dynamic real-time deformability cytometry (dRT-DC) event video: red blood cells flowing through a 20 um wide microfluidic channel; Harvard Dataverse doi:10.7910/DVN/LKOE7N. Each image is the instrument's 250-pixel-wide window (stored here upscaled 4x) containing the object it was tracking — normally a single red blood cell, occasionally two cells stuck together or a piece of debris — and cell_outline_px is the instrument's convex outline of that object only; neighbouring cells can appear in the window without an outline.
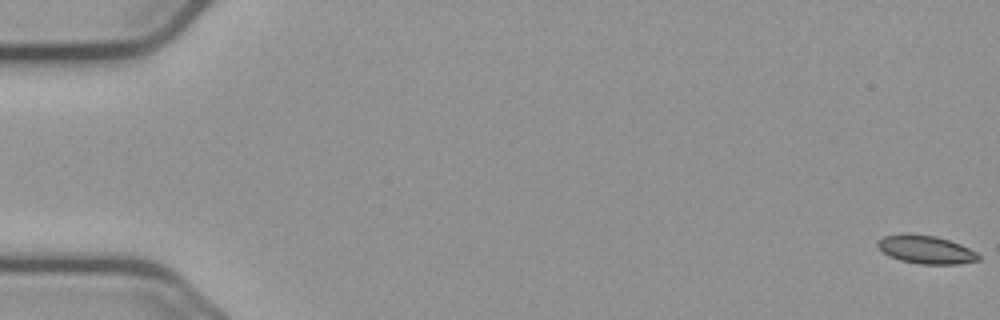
{"species": "common noctule bat (a hibernating species)", "species_latin": "Nyctalus noctula", "temperature_condition": "cold", "stored_images_in_passage": 57, "camera_frame_rate_fps": 3000, "um_per_image_px": 0.085, "animal": {"sex": "male", "body_mass_g": 23.1, "forearm_length_mm": 52.7}, "frame": {"image": 1, "passage_image": 1, "time_ms": 0.0, "image_size_px": [1000, 320], "cell_outline_px": [[980, 260], [960, 264], [920, 264], [900, 260], [888, 256], [876, 244], [876, 240], [884, 236], [900, 232], [908, 232], [936, 236], [960, 244], [976, 252], [980, 256]], "centroid_in_image_um": [78.66, 21.19], "position_along_channel_um": 6.3, "area_um2": 16.88}}
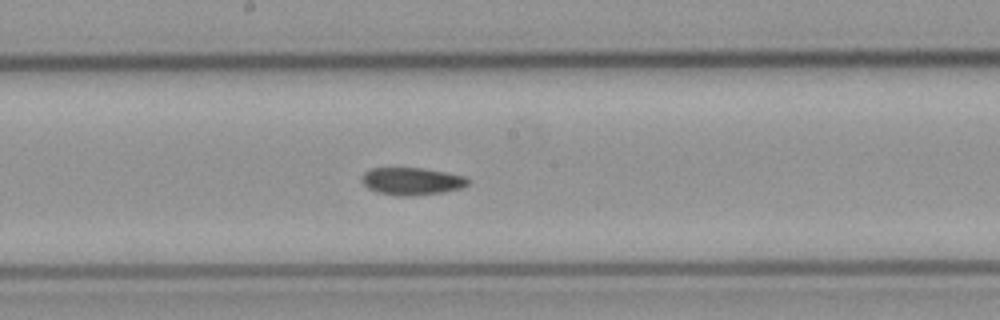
{"frame": {"image": 2, "passage_image": 31, "time_ms": 10.0, "image_size_px": [1000, 320], "cell_outline_px": [[472, 184], [464, 188], [444, 192], [408, 196], [396, 196], [376, 192], [368, 188], [360, 180], [364, 172], [372, 168], [420, 168], [444, 172], [464, 176], [472, 180]], "centroid_in_image_um": [35.05, 15.41], "position_along_channel_um": 213.2, "area_um2": 17.22}}
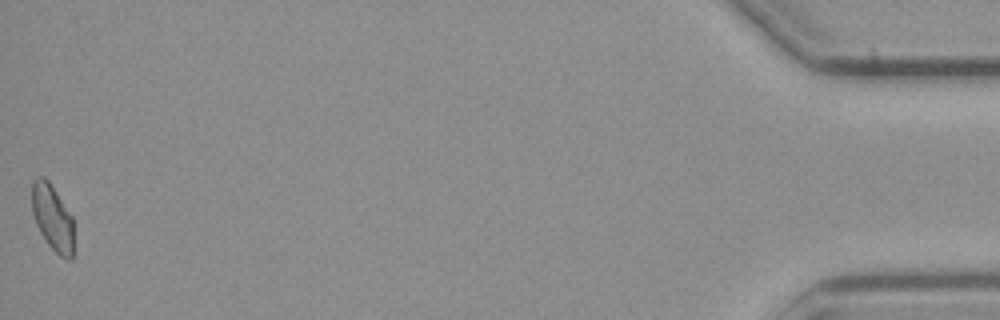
{"frame": {"image": 3, "passage_image": 57, "time_ms": 18.667, "image_size_px": [1000, 320], "cell_outline_px": [[72, 260], [68, 260], [60, 256], [48, 244], [40, 232], [36, 224], [32, 212], [32, 180], [36, 176], [44, 176], [48, 180], [72, 216]], "centroid_in_image_um": [4.43, 18.47], "position_along_channel_um": 430.8, "area_um2": 15.95}, "authors_computed_cell_mechanics": {"area_um2": 16.9354, "velocity_mm_per_s": 3.6799, "shape_relaxation_time_tau1_ms": null, "shape_relaxation_time_tau2_ms": 3.854, "deformation_change_tau1": null, "deformation_change_tau2": 0.0705}}